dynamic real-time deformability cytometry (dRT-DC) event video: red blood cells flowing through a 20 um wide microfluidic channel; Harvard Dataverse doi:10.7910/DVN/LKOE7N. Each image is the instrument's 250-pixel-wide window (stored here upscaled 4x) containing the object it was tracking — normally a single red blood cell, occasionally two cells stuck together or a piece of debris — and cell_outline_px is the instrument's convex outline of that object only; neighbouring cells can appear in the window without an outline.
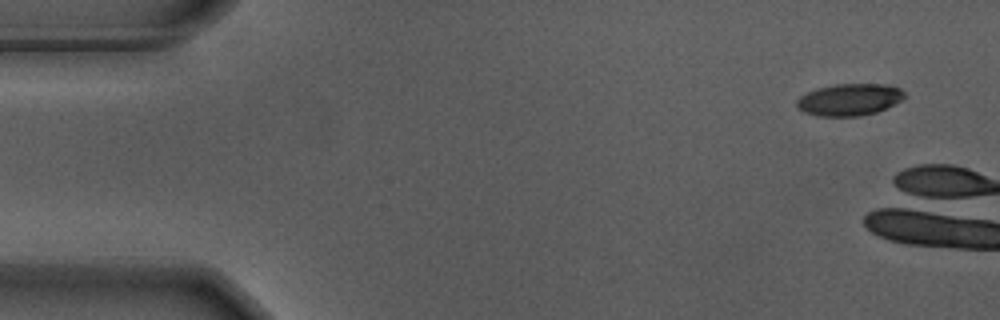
{"species": "Egyptian fruit bat (a non-hibernating species)", "species_latin": "Rousettus aegyptiacus", "temperature_condition": "warm", "stored_images_in_passage": 3, "camera_frame_rate_fps": 3000, "um_per_image_px": 0.085, "animal": {"sex": "male"}, "frame": {"image": 1, "passage_image": 1, "time_ms": 0.0, "image_size_px": [1000, 320], "cell_outline_px": [[904, 96], [900, 100], [876, 112], [860, 116], [820, 116], [804, 112], [796, 104], [796, 100], [800, 96], [816, 88], [836, 84], [884, 84], [900, 88], [904, 92]], "centroid_in_image_um": [72.17, 8.46], "position_along_channel_um": 12.8, "area_um2": 19.77}}